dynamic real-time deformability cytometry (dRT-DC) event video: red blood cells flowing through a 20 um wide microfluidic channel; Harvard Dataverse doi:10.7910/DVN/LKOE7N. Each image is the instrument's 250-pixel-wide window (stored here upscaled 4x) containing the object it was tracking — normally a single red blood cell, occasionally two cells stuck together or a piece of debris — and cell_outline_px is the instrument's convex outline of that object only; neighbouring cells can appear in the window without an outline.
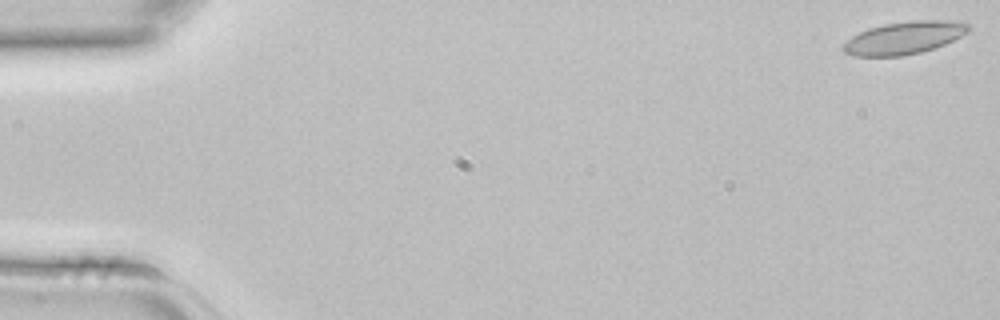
{"species": "common noctule bat (a hibernating species)", "species_latin": "Nyctalus noctula", "temperature_condition": "room temperature", "stored_images_in_passage": 4, "camera_frame_rate_fps": 3000, "um_per_image_px": 0.085, "animal": {"sex": "female", "body_mass_g": 22.7, "forearm_length_mm": 54.2}, "frame": {"image": 1, "passage_image": 1, "time_ms": 0.0, "image_size_px": [1000, 320], "cell_outline_px": [[972, 28], [968, 32], [944, 44], [920, 52], [900, 56], [856, 56], [844, 52], [840, 48], [840, 44], [852, 36], [868, 28], [884, 24], [912, 20], [964, 20]], "centroid_in_image_um": [76.85, 3.2], "position_along_channel_um": 8.2, "area_um2": 23.99}}
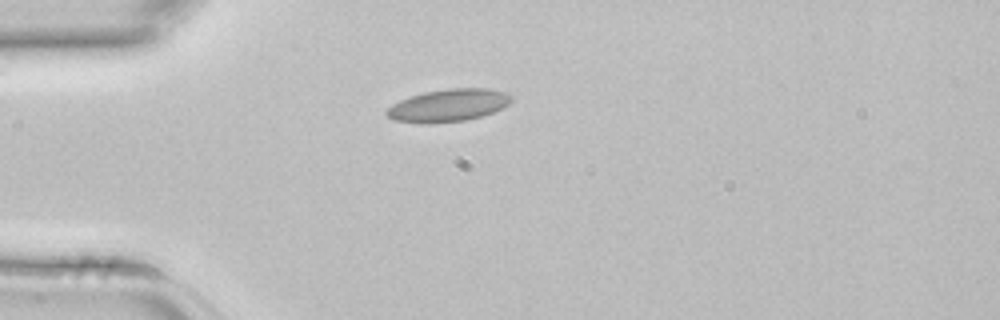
{"frame": {"image": 2, "passage_image": 4, "time_ms": 1.0, "image_size_px": [1000, 320], "cell_outline_px": [[512, 100], [508, 104], [492, 112], [480, 116], [464, 120], [428, 124], [420, 124], [392, 120], [384, 112], [392, 104], [400, 100], [424, 92], [448, 88], [488, 88], [508, 92], [512, 96]], "centroid_in_image_um": [38.08, 8.95], "position_along_channel_um": 46.9, "area_um2": 23.7}}